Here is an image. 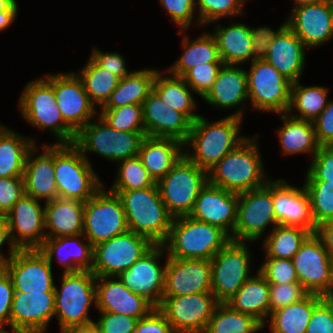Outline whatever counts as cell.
Here are the masks:
<instances>
[{"mask_svg": "<svg viewBox=\"0 0 333 333\" xmlns=\"http://www.w3.org/2000/svg\"><path fill=\"white\" fill-rule=\"evenodd\" d=\"M161 72L156 73L153 83V91L165 102L167 106L183 113L192 123L200 116L193 113L196 101L191 93V88L182 77L165 76Z\"/></svg>", "mask_w": 333, "mask_h": 333, "instance_id": "cell-41", "label": "cell"}, {"mask_svg": "<svg viewBox=\"0 0 333 333\" xmlns=\"http://www.w3.org/2000/svg\"><path fill=\"white\" fill-rule=\"evenodd\" d=\"M44 151L34 158L38 147L34 145L28 152L23 173L25 194L45 201L58 198L54 170V144H43ZM34 152V153H33Z\"/></svg>", "mask_w": 333, "mask_h": 333, "instance_id": "cell-28", "label": "cell"}, {"mask_svg": "<svg viewBox=\"0 0 333 333\" xmlns=\"http://www.w3.org/2000/svg\"><path fill=\"white\" fill-rule=\"evenodd\" d=\"M142 105L146 136L173 138L183 144L187 141L192 122L183 113L167 106L154 91Z\"/></svg>", "mask_w": 333, "mask_h": 333, "instance_id": "cell-26", "label": "cell"}, {"mask_svg": "<svg viewBox=\"0 0 333 333\" xmlns=\"http://www.w3.org/2000/svg\"><path fill=\"white\" fill-rule=\"evenodd\" d=\"M119 162L116 180L109 191L139 190L155 184L138 156Z\"/></svg>", "mask_w": 333, "mask_h": 333, "instance_id": "cell-46", "label": "cell"}, {"mask_svg": "<svg viewBox=\"0 0 333 333\" xmlns=\"http://www.w3.org/2000/svg\"><path fill=\"white\" fill-rule=\"evenodd\" d=\"M328 89L323 86H301L300 82L291 85L290 105L287 113L297 110L299 114L290 116L313 122L328 103Z\"/></svg>", "mask_w": 333, "mask_h": 333, "instance_id": "cell-42", "label": "cell"}, {"mask_svg": "<svg viewBox=\"0 0 333 333\" xmlns=\"http://www.w3.org/2000/svg\"><path fill=\"white\" fill-rule=\"evenodd\" d=\"M258 272L269 284H288L299 282L291 259L265 257Z\"/></svg>", "mask_w": 333, "mask_h": 333, "instance_id": "cell-50", "label": "cell"}, {"mask_svg": "<svg viewBox=\"0 0 333 333\" xmlns=\"http://www.w3.org/2000/svg\"><path fill=\"white\" fill-rule=\"evenodd\" d=\"M35 144L34 139L0 125V178L23 177L27 154Z\"/></svg>", "mask_w": 333, "mask_h": 333, "instance_id": "cell-38", "label": "cell"}, {"mask_svg": "<svg viewBox=\"0 0 333 333\" xmlns=\"http://www.w3.org/2000/svg\"><path fill=\"white\" fill-rule=\"evenodd\" d=\"M286 25L308 48L317 47L333 38V0L293 7Z\"/></svg>", "mask_w": 333, "mask_h": 333, "instance_id": "cell-21", "label": "cell"}, {"mask_svg": "<svg viewBox=\"0 0 333 333\" xmlns=\"http://www.w3.org/2000/svg\"><path fill=\"white\" fill-rule=\"evenodd\" d=\"M279 225L273 206V181L238 194L234 241L252 242L260 239L269 225Z\"/></svg>", "mask_w": 333, "mask_h": 333, "instance_id": "cell-13", "label": "cell"}, {"mask_svg": "<svg viewBox=\"0 0 333 333\" xmlns=\"http://www.w3.org/2000/svg\"><path fill=\"white\" fill-rule=\"evenodd\" d=\"M24 194L23 177L0 178V214L6 215Z\"/></svg>", "mask_w": 333, "mask_h": 333, "instance_id": "cell-56", "label": "cell"}, {"mask_svg": "<svg viewBox=\"0 0 333 333\" xmlns=\"http://www.w3.org/2000/svg\"><path fill=\"white\" fill-rule=\"evenodd\" d=\"M184 52L166 72L182 77L189 69L205 63H222L214 36L204 33L193 41L187 35L182 40Z\"/></svg>", "mask_w": 333, "mask_h": 333, "instance_id": "cell-39", "label": "cell"}, {"mask_svg": "<svg viewBox=\"0 0 333 333\" xmlns=\"http://www.w3.org/2000/svg\"><path fill=\"white\" fill-rule=\"evenodd\" d=\"M217 43V48L223 64L240 65L251 59L252 37L250 26L243 23H231L227 27L217 25L211 33Z\"/></svg>", "mask_w": 333, "mask_h": 333, "instance_id": "cell-34", "label": "cell"}, {"mask_svg": "<svg viewBox=\"0 0 333 333\" xmlns=\"http://www.w3.org/2000/svg\"><path fill=\"white\" fill-rule=\"evenodd\" d=\"M208 182V172L185 155L157 182L161 199L173 217L189 216L201 189Z\"/></svg>", "mask_w": 333, "mask_h": 333, "instance_id": "cell-9", "label": "cell"}, {"mask_svg": "<svg viewBox=\"0 0 333 333\" xmlns=\"http://www.w3.org/2000/svg\"><path fill=\"white\" fill-rule=\"evenodd\" d=\"M248 83L246 70L239 65L223 64L212 88L203 99L216 108L230 109L248 100Z\"/></svg>", "mask_w": 333, "mask_h": 333, "instance_id": "cell-33", "label": "cell"}, {"mask_svg": "<svg viewBox=\"0 0 333 333\" xmlns=\"http://www.w3.org/2000/svg\"><path fill=\"white\" fill-rule=\"evenodd\" d=\"M251 254L246 242L230 240L211 261V292L219 303H226L250 276Z\"/></svg>", "mask_w": 333, "mask_h": 333, "instance_id": "cell-12", "label": "cell"}, {"mask_svg": "<svg viewBox=\"0 0 333 333\" xmlns=\"http://www.w3.org/2000/svg\"><path fill=\"white\" fill-rule=\"evenodd\" d=\"M127 231L125 212L117 194L101 188L84 202L83 235L93 247Z\"/></svg>", "mask_w": 333, "mask_h": 333, "instance_id": "cell-11", "label": "cell"}, {"mask_svg": "<svg viewBox=\"0 0 333 333\" xmlns=\"http://www.w3.org/2000/svg\"><path fill=\"white\" fill-rule=\"evenodd\" d=\"M304 187L310 197L315 226L333 220V183L305 181Z\"/></svg>", "mask_w": 333, "mask_h": 333, "instance_id": "cell-47", "label": "cell"}, {"mask_svg": "<svg viewBox=\"0 0 333 333\" xmlns=\"http://www.w3.org/2000/svg\"><path fill=\"white\" fill-rule=\"evenodd\" d=\"M160 2L174 23L179 26L180 34L189 28L191 21H194L195 0H160Z\"/></svg>", "mask_w": 333, "mask_h": 333, "instance_id": "cell-55", "label": "cell"}, {"mask_svg": "<svg viewBox=\"0 0 333 333\" xmlns=\"http://www.w3.org/2000/svg\"><path fill=\"white\" fill-rule=\"evenodd\" d=\"M165 251L164 245H154L118 276L129 290L146 298L155 308L161 304L165 289L167 259L163 267L158 263Z\"/></svg>", "mask_w": 333, "mask_h": 333, "instance_id": "cell-18", "label": "cell"}, {"mask_svg": "<svg viewBox=\"0 0 333 333\" xmlns=\"http://www.w3.org/2000/svg\"><path fill=\"white\" fill-rule=\"evenodd\" d=\"M112 278V279H111ZM96 308L137 318L147 316L155 307L144 297L134 294L116 276H96Z\"/></svg>", "mask_w": 333, "mask_h": 333, "instance_id": "cell-27", "label": "cell"}, {"mask_svg": "<svg viewBox=\"0 0 333 333\" xmlns=\"http://www.w3.org/2000/svg\"><path fill=\"white\" fill-rule=\"evenodd\" d=\"M100 67L113 73L118 78L122 79L129 76L132 72H128L125 68V58L118 53H104L98 50V48H93L90 56Z\"/></svg>", "mask_w": 333, "mask_h": 333, "instance_id": "cell-61", "label": "cell"}, {"mask_svg": "<svg viewBox=\"0 0 333 333\" xmlns=\"http://www.w3.org/2000/svg\"><path fill=\"white\" fill-rule=\"evenodd\" d=\"M61 289L54 287L55 312L61 330L94 323L89 317L96 305V275L92 271L63 272Z\"/></svg>", "mask_w": 333, "mask_h": 333, "instance_id": "cell-7", "label": "cell"}, {"mask_svg": "<svg viewBox=\"0 0 333 333\" xmlns=\"http://www.w3.org/2000/svg\"><path fill=\"white\" fill-rule=\"evenodd\" d=\"M326 298L333 299V284H332V287H331V291H330L329 295Z\"/></svg>", "mask_w": 333, "mask_h": 333, "instance_id": "cell-69", "label": "cell"}, {"mask_svg": "<svg viewBox=\"0 0 333 333\" xmlns=\"http://www.w3.org/2000/svg\"><path fill=\"white\" fill-rule=\"evenodd\" d=\"M100 116L117 131L145 132L143 105L132 104L118 108H101Z\"/></svg>", "mask_w": 333, "mask_h": 333, "instance_id": "cell-48", "label": "cell"}, {"mask_svg": "<svg viewBox=\"0 0 333 333\" xmlns=\"http://www.w3.org/2000/svg\"><path fill=\"white\" fill-rule=\"evenodd\" d=\"M157 69L133 71L129 76L120 79L117 88L102 108H118L132 104L142 105L153 91Z\"/></svg>", "mask_w": 333, "mask_h": 333, "instance_id": "cell-40", "label": "cell"}, {"mask_svg": "<svg viewBox=\"0 0 333 333\" xmlns=\"http://www.w3.org/2000/svg\"><path fill=\"white\" fill-rule=\"evenodd\" d=\"M89 121L77 134L74 145L85 155L94 152L106 159L119 162L138 156L145 132L117 131L100 115Z\"/></svg>", "mask_w": 333, "mask_h": 333, "instance_id": "cell-8", "label": "cell"}, {"mask_svg": "<svg viewBox=\"0 0 333 333\" xmlns=\"http://www.w3.org/2000/svg\"><path fill=\"white\" fill-rule=\"evenodd\" d=\"M6 217L12 244L17 249H38L43 244L46 238L45 208L38 199L24 194Z\"/></svg>", "mask_w": 333, "mask_h": 333, "instance_id": "cell-20", "label": "cell"}, {"mask_svg": "<svg viewBox=\"0 0 333 333\" xmlns=\"http://www.w3.org/2000/svg\"><path fill=\"white\" fill-rule=\"evenodd\" d=\"M311 161L305 181L333 183V145L320 146Z\"/></svg>", "mask_w": 333, "mask_h": 333, "instance_id": "cell-53", "label": "cell"}, {"mask_svg": "<svg viewBox=\"0 0 333 333\" xmlns=\"http://www.w3.org/2000/svg\"><path fill=\"white\" fill-rule=\"evenodd\" d=\"M163 297L211 292V261L168 257Z\"/></svg>", "mask_w": 333, "mask_h": 333, "instance_id": "cell-24", "label": "cell"}, {"mask_svg": "<svg viewBox=\"0 0 333 333\" xmlns=\"http://www.w3.org/2000/svg\"><path fill=\"white\" fill-rule=\"evenodd\" d=\"M247 73L248 96L252 109L287 113L292 82L279 73L265 59L251 62Z\"/></svg>", "mask_w": 333, "mask_h": 333, "instance_id": "cell-10", "label": "cell"}, {"mask_svg": "<svg viewBox=\"0 0 333 333\" xmlns=\"http://www.w3.org/2000/svg\"><path fill=\"white\" fill-rule=\"evenodd\" d=\"M17 12V1L9 9L0 11V31L8 28L14 22Z\"/></svg>", "mask_w": 333, "mask_h": 333, "instance_id": "cell-65", "label": "cell"}, {"mask_svg": "<svg viewBox=\"0 0 333 333\" xmlns=\"http://www.w3.org/2000/svg\"><path fill=\"white\" fill-rule=\"evenodd\" d=\"M44 208L46 238L83 234L84 202L58 197L45 202Z\"/></svg>", "mask_w": 333, "mask_h": 333, "instance_id": "cell-32", "label": "cell"}, {"mask_svg": "<svg viewBox=\"0 0 333 333\" xmlns=\"http://www.w3.org/2000/svg\"><path fill=\"white\" fill-rule=\"evenodd\" d=\"M2 267L15 292H54L52 265L39 249H18Z\"/></svg>", "mask_w": 333, "mask_h": 333, "instance_id": "cell-17", "label": "cell"}, {"mask_svg": "<svg viewBox=\"0 0 333 333\" xmlns=\"http://www.w3.org/2000/svg\"><path fill=\"white\" fill-rule=\"evenodd\" d=\"M61 333H99L97 326L92 323L86 326H73L61 330Z\"/></svg>", "mask_w": 333, "mask_h": 333, "instance_id": "cell-66", "label": "cell"}, {"mask_svg": "<svg viewBox=\"0 0 333 333\" xmlns=\"http://www.w3.org/2000/svg\"><path fill=\"white\" fill-rule=\"evenodd\" d=\"M9 242V256L0 252V266H2L18 249L12 244L6 215L0 214V250L4 242Z\"/></svg>", "mask_w": 333, "mask_h": 333, "instance_id": "cell-64", "label": "cell"}, {"mask_svg": "<svg viewBox=\"0 0 333 333\" xmlns=\"http://www.w3.org/2000/svg\"><path fill=\"white\" fill-rule=\"evenodd\" d=\"M317 141L321 146L333 145V101L313 121Z\"/></svg>", "mask_w": 333, "mask_h": 333, "instance_id": "cell-62", "label": "cell"}, {"mask_svg": "<svg viewBox=\"0 0 333 333\" xmlns=\"http://www.w3.org/2000/svg\"><path fill=\"white\" fill-rule=\"evenodd\" d=\"M19 107L31 125L52 131L59 140L57 144L74 143L76 133L65 123L56 102L53 75L29 82L20 96Z\"/></svg>", "mask_w": 333, "mask_h": 333, "instance_id": "cell-6", "label": "cell"}, {"mask_svg": "<svg viewBox=\"0 0 333 333\" xmlns=\"http://www.w3.org/2000/svg\"><path fill=\"white\" fill-rule=\"evenodd\" d=\"M281 120L284 125L277 133L283 154L309 153L313 159L321 146L317 141L313 122L294 118L289 113L281 114Z\"/></svg>", "mask_w": 333, "mask_h": 333, "instance_id": "cell-36", "label": "cell"}, {"mask_svg": "<svg viewBox=\"0 0 333 333\" xmlns=\"http://www.w3.org/2000/svg\"><path fill=\"white\" fill-rule=\"evenodd\" d=\"M16 0H0V11L9 9Z\"/></svg>", "mask_w": 333, "mask_h": 333, "instance_id": "cell-67", "label": "cell"}, {"mask_svg": "<svg viewBox=\"0 0 333 333\" xmlns=\"http://www.w3.org/2000/svg\"><path fill=\"white\" fill-rule=\"evenodd\" d=\"M55 292H15L10 315L13 333H45L55 316Z\"/></svg>", "mask_w": 333, "mask_h": 333, "instance_id": "cell-23", "label": "cell"}, {"mask_svg": "<svg viewBox=\"0 0 333 333\" xmlns=\"http://www.w3.org/2000/svg\"><path fill=\"white\" fill-rule=\"evenodd\" d=\"M315 233L321 238L328 255L333 260V220L318 225Z\"/></svg>", "mask_w": 333, "mask_h": 333, "instance_id": "cell-63", "label": "cell"}, {"mask_svg": "<svg viewBox=\"0 0 333 333\" xmlns=\"http://www.w3.org/2000/svg\"><path fill=\"white\" fill-rule=\"evenodd\" d=\"M309 293L299 282L288 284H269V316L275 310L301 301Z\"/></svg>", "mask_w": 333, "mask_h": 333, "instance_id": "cell-52", "label": "cell"}, {"mask_svg": "<svg viewBox=\"0 0 333 333\" xmlns=\"http://www.w3.org/2000/svg\"><path fill=\"white\" fill-rule=\"evenodd\" d=\"M79 237V238H78ZM83 234L76 236H60L57 238H45L43 244L38 248L52 265L55 254L59 264L63 265L65 273L78 271H91L93 267L94 247L86 239V244L80 238Z\"/></svg>", "mask_w": 333, "mask_h": 333, "instance_id": "cell-30", "label": "cell"}, {"mask_svg": "<svg viewBox=\"0 0 333 333\" xmlns=\"http://www.w3.org/2000/svg\"><path fill=\"white\" fill-rule=\"evenodd\" d=\"M306 333H333V299L325 297L314 308Z\"/></svg>", "mask_w": 333, "mask_h": 333, "instance_id": "cell-57", "label": "cell"}, {"mask_svg": "<svg viewBox=\"0 0 333 333\" xmlns=\"http://www.w3.org/2000/svg\"><path fill=\"white\" fill-rule=\"evenodd\" d=\"M223 63H205L199 64L189 69L182 78L188 86L195 91L201 98H203L217 77L219 70Z\"/></svg>", "mask_w": 333, "mask_h": 333, "instance_id": "cell-51", "label": "cell"}, {"mask_svg": "<svg viewBox=\"0 0 333 333\" xmlns=\"http://www.w3.org/2000/svg\"><path fill=\"white\" fill-rule=\"evenodd\" d=\"M154 245L148 238L128 230L94 246L91 271L98 277L119 276Z\"/></svg>", "mask_w": 333, "mask_h": 333, "instance_id": "cell-14", "label": "cell"}, {"mask_svg": "<svg viewBox=\"0 0 333 333\" xmlns=\"http://www.w3.org/2000/svg\"><path fill=\"white\" fill-rule=\"evenodd\" d=\"M133 333H175L165 315L156 307L138 320Z\"/></svg>", "mask_w": 333, "mask_h": 333, "instance_id": "cell-60", "label": "cell"}, {"mask_svg": "<svg viewBox=\"0 0 333 333\" xmlns=\"http://www.w3.org/2000/svg\"><path fill=\"white\" fill-rule=\"evenodd\" d=\"M77 75L81 78L91 102L101 108L120 81V78L100 67L91 57Z\"/></svg>", "mask_w": 333, "mask_h": 333, "instance_id": "cell-43", "label": "cell"}, {"mask_svg": "<svg viewBox=\"0 0 333 333\" xmlns=\"http://www.w3.org/2000/svg\"><path fill=\"white\" fill-rule=\"evenodd\" d=\"M311 233L302 227L277 225L264 240L265 256L292 259Z\"/></svg>", "mask_w": 333, "mask_h": 333, "instance_id": "cell-44", "label": "cell"}, {"mask_svg": "<svg viewBox=\"0 0 333 333\" xmlns=\"http://www.w3.org/2000/svg\"><path fill=\"white\" fill-rule=\"evenodd\" d=\"M238 194L207 182L201 189L190 217L219 227L234 241Z\"/></svg>", "mask_w": 333, "mask_h": 333, "instance_id": "cell-22", "label": "cell"}, {"mask_svg": "<svg viewBox=\"0 0 333 333\" xmlns=\"http://www.w3.org/2000/svg\"><path fill=\"white\" fill-rule=\"evenodd\" d=\"M273 206L279 225L296 226L316 232L311 202L304 185L297 188L289 185L286 180H273Z\"/></svg>", "mask_w": 333, "mask_h": 333, "instance_id": "cell-25", "label": "cell"}, {"mask_svg": "<svg viewBox=\"0 0 333 333\" xmlns=\"http://www.w3.org/2000/svg\"><path fill=\"white\" fill-rule=\"evenodd\" d=\"M219 302L212 292L163 297L157 307L175 333H204Z\"/></svg>", "mask_w": 333, "mask_h": 333, "instance_id": "cell-16", "label": "cell"}, {"mask_svg": "<svg viewBox=\"0 0 333 333\" xmlns=\"http://www.w3.org/2000/svg\"><path fill=\"white\" fill-rule=\"evenodd\" d=\"M285 25L286 22H284L276 31H273L267 26H260L256 29L250 27L252 37V62L254 60H262L266 58L270 43Z\"/></svg>", "mask_w": 333, "mask_h": 333, "instance_id": "cell-58", "label": "cell"}, {"mask_svg": "<svg viewBox=\"0 0 333 333\" xmlns=\"http://www.w3.org/2000/svg\"><path fill=\"white\" fill-rule=\"evenodd\" d=\"M246 0H195L198 7V25L204 26L210 22L225 17L242 15V5Z\"/></svg>", "mask_w": 333, "mask_h": 333, "instance_id": "cell-49", "label": "cell"}, {"mask_svg": "<svg viewBox=\"0 0 333 333\" xmlns=\"http://www.w3.org/2000/svg\"><path fill=\"white\" fill-rule=\"evenodd\" d=\"M99 313L101 316L94 322L99 333H133L138 322L137 318L128 315L106 311Z\"/></svg>", "mask_w": 333, "mask_h": 333, "instance_id": "cell-54", "label": "cell"}, {"mask_svg": "<svg viewBox=\"0 0 333 333\" xmlns=\"http://www.w3.org/2000/svg\"><path fill=\"white\" fill-rule=\"evenodd\" d=\"M319 1H325V0H294L295 3H293V7L302 5V4H309V3H314V2H319Z\"/></svg>", "mask_w": 333, "mask_h": 333, "instance_id": "cell-68", "label": "cell"}, {"mask_svg": "<svg viewBox=\"0 0 333 333\" xmlns=\"http://www.w3.org/2000/svg\"><path fill=\"white\" fill-rule=\"evenodd\" d=\"M184 144L173 138L145 136L138 153L149 176L157 183L184 155Z\"/></svg>", "mask_w": 333, "mask_h": 333, "instance_id": "cell-31", "label": "cell"}, {"mask_svg": "<svg viewBox=\"0 0 333 333\" xmlns=\"http://www.w3.org/2000/svg\"><path fill=\"white\" fill-rule=\"evenodd\" d=\"M269 181L265 179L255 137H247L208 171L210 184L237 194L260 188Z\"/></svg>", "mask_w": 333, "mask_h": 333, "instance_id": "cell-3", "label": "cell"}, {"mask_svg": "<svg viewBox=\"0 0 333 333\" xmlns=\"http://www.w3.org/2000/svg\"><path fill=\"white\" fill-rule=\"evenodd\" d=\"M54 170L58 197L88 201L103 183L87 156L72 144H54Z\"/></svg>", "mask_w": 333, "mask_h": 333, "instance_id": "cell-5", "label": "cell"}, {"mask_svg": "<svg viewBox=\"0 0 333 333\" xmlns=\"http://www.w3.org/2000/svg\"><path fill=\"white\" fill-rule=\"evenodd\" d=\"M13 282L6 270L0 266V328L10 326L11 306L14 297Z\"/></svg>", "mask_w": 333, "mask_h": 333, "instance_id": "cell-59", "label": "cell"}, {"mask_svg": "<svg viewBox=\"0 0 333 333\" xmlns=\"http://www.w3.org/2000/svg\"><path fill=\"white\" fill-rule=\"evenodd\" d=\"M110 192L121 200L129 231L148 238L155 245L165 243L173 217L161 199L157 183L145 189Z\"/></svg>", "mask_w": 333, "mask_h": 333, "instance_id": "cell-2", "label": "cell"}, {"mask_svg": "<svg viewBox=\"0 0 333 333\" xmlns=\"http://www.w3.org/2000/svg\"><path fill=\"white\" fill-rule=\"evenodd\" d=\"M0 333H8L5 328H0Z\"/></svg>", "mask_w": 333, "mask_h": 333, "instance_id": "cell-70", "label": "cell"}, {"mask_svg": "<svg viewBox=\"0 0 333 333\" xmlns=\"http://www.w3.org/2000/svg\"><path fill=\"white\" fill-rule=\"evenodd\" d=\"M291 260L299 283L309 294L329 295L333 284V260L316 233L305 239Z\"/></svg>", "mask_w": 333, "mask_h": 333, "instance_id": "cell-15", "label": "cell"}, {"mask_svg": "<svg viewBox=\"0 0 333 333\" xmlns=\"http://www.w3.org/2000/svg\"><path fill=\"white\" fill-rule=\"evenodd\" d=\"M53 89L65 123L77 134L94 118L96 106L76 73L53 74Z\"/></svg>", "mask_w": 333, "mask_h": 333, "instance_id": "cell-19", "label": "cell"}, {"mask_svg": "<svg viewBox=\"0 0 333 333\" xmlns=\"http://www.w3.org/2000/svg\"><path fill=\"white\" fill-rule=\"evenodd\" d=\"M230 240L219 227L181 216L173 218L163 245L171 258L211 260Z\"/></svg>", "mask_w": 333, "mask_h": 333, "instance_id": "cell-4", "label": "cell"}, {"mask_svg": "<svg viewBox=\"0 0 333 333\" xmlns=\"http://www.w3.org/2000/svg\"><path fill=\"white\" fill-rule=\"evenodd\" d=\"M325 297L308 294L301 301L270 313L271 333H306L314 308Z\"/></svg>", "mask_w": 333, "mask_h": 333, "instance_id": "cell-37", "label": "cell"}, {"mask_svg": "<svg viewBox=\"0 0 333 333\" xmlns=\"http://www.w3.org/2000/svg\"><path fill=\"white\" fill-rule=\"evenodd\" d=\"M263 328L253 316L235 311L226 303H219L204 333H256Z\"/></svg>", "mask_w": 333, "mask_h": 333, "instance_id": "cell-45", "label": "cell"}, {"mask_svg": "<svg viewBox=\"0 0 333 333\" xmlns=\"http://www.w3.org/2000/svg\"><path fill=\"white\" fill-rule=\"evenodd\" d=\"M243 109L215 122H208L200 115L193 123L184 147L190 145L193 153L186 150L184 155L205 171L211 170L227 153L235 149L247 137L240 136L239 130Z\"/></svg>", "mask_w": 333, "mask_h": 333, "instance_id": "cell-1", "label": "cell"}, {"mask_svg": "<svg viewBox=\"0 0 333 333\" xmlns=\"http://www.w3.org/2000/svg\"><path fill=\"white\" fill-rule=\"evenodd\" d=\"M306 48L285 25L270 43L265 60L292 83L298 82L305 66Z\"/></svg>", "mask_w": 333, "mask_h": 333, "instance_id": "cell-29", "label": "cell"}, {"mask_svg": "<svg viewBox=\"0 0 333 333\" xmlns=\"http://www.w3.org/2000/svg\"><path fill=\"white\" fill-rule=\"evenodd\" d=\"M233 310L253 316L263 327L269 316V283L257 272L226 302Z\"/></svg>", "mask_w": 333, "mask_h": 333, "instance_id": "cell-35", "label": "cell"}]
</instances>
